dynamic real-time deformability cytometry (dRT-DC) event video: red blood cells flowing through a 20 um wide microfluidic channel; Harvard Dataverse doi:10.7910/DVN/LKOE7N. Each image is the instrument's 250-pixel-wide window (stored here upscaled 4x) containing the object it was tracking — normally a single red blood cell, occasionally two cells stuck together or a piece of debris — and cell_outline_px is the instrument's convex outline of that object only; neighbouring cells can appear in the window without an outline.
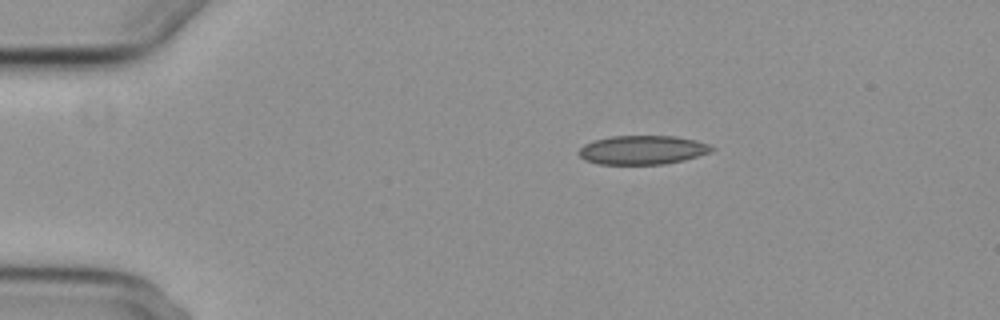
{"species": "common noctule bat (a hibernating species)", "species_latin": "Nyctalus noctula", "temperature_condition": "cold", "stored_images_in_passage": 4, "camera_frame_rate_fps": 3000, "um_per_image_px": 0.085, "animal": {"sex": "female", "body_mass_g": 29.2, "forearm_length_mm": 56.3}, "frame": {"image": 1, "passage_image": 4, "time_ms": 3.667, "image_size_px": [1000, 320], "cell_outline_px": [[716, 148], [712, 152], [684, 160], [664, 164], [600, 164], [584, 160], [576, 152], [584, 144], [596, 140], [612, 136], [676, 136], [696, 140], [708, 144]], "centroid_in_image_um": [54.63, 12.75], "position_along_channel_um": 30.4, "area_um2": 22.48}}